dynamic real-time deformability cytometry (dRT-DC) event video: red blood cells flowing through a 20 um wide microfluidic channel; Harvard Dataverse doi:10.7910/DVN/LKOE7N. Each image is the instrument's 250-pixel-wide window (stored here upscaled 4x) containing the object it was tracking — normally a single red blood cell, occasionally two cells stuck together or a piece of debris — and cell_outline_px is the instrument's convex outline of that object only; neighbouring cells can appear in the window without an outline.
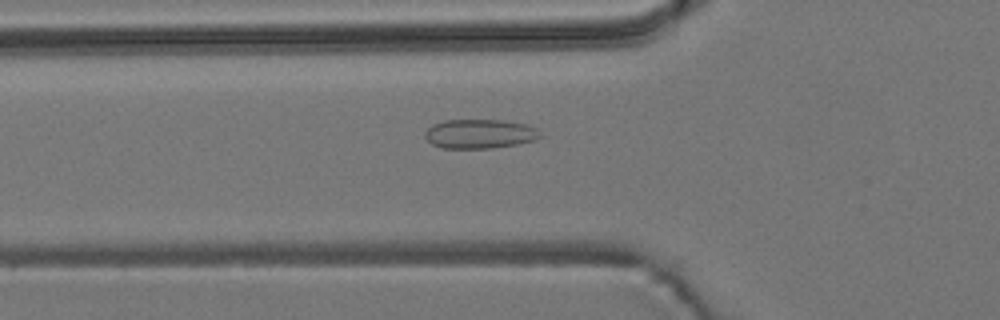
{"species": "common noctule bat (a hibernating species)", "species_latin": "Nyctalus noctula", "temperature_condition": "room temperature", "stored_images_in_passage": 50, "camera_frame_rate_fps": 3000, "um_per_image_px": 0.085, "animal": {"sex": "male", "body_mass_g": 19.2, "forearm_length_mm": 51.8}, "frame": {"image": 1, "passage_image": 14, "time_ms": 4.333, "image_size_px": [1000, 320], "cell_outline_px": [[544, 136], [536, 140], [516, 144], [492, 148], [444, 148], [432, 144], [424, 136], [424, 132], [432, 124], [444, 120], [504, 120], [524, 124], [536, 128]], "centroid_in_image_um": [40.79, 11.37], "position_along_channel_um": 85.0, "area_um2": 19.71}}
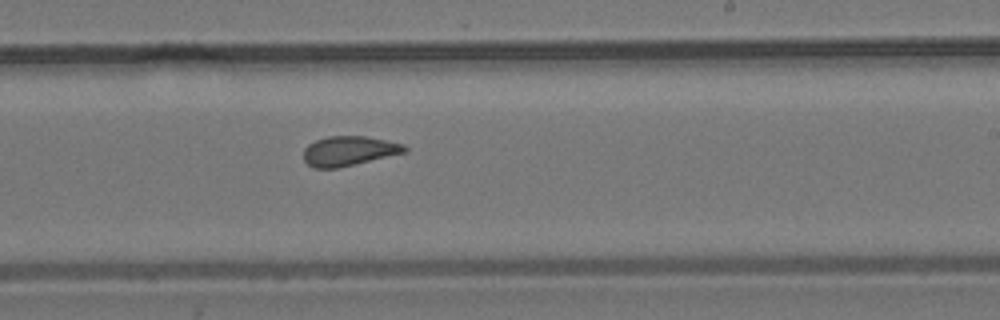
{"frame": {"image": 2, "passage_image": 28, "time_ms": 9.0, "image_size_px": [1000, 320], "cell_outline_px": [[408, 152], [336, 168], [312, 168], [304, 160], [304, 148], [308, 144], [316, 140], [328, 136], [364, 136], [388, 140], [404, 144], [408, 148]], "centroid_in_image_um": [29.68, 12.82], "position_along_channel_um": 259.3, "area_um2": 17.51}}
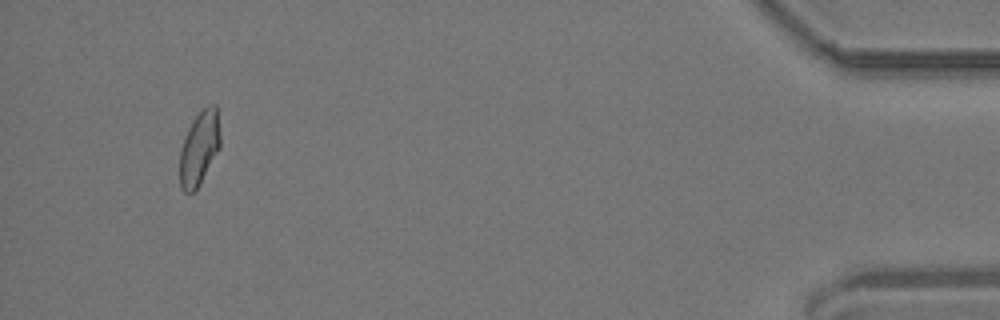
{"frame": {"image": 3, "passage_image": 47, "time_ms": 15.333, "image_size_px": [1000, 320], "cell_outline_px": [[220, 148], [200, 184], [192, 192], [184, 192], [180, 188], [180, 148], [188, 128], [192, 120], [208, 104], [216, 104], [220, 132]], "centroid_in_image_um": [16.94, 12.58], "position_along_channel_um": 418.3, "area_um2": 17.51}, "authors_computed_cell_mechanics": {"area_um2": 17.9469, "velocity_mm_per_s": 3.7281, "shape_relaxation_time_tau1_ms": null, "shape_relaxation_time_tau2_ms": 1.9115, "deformation_change_tau1": null, "deformation_change_tau2": 0.0791}}